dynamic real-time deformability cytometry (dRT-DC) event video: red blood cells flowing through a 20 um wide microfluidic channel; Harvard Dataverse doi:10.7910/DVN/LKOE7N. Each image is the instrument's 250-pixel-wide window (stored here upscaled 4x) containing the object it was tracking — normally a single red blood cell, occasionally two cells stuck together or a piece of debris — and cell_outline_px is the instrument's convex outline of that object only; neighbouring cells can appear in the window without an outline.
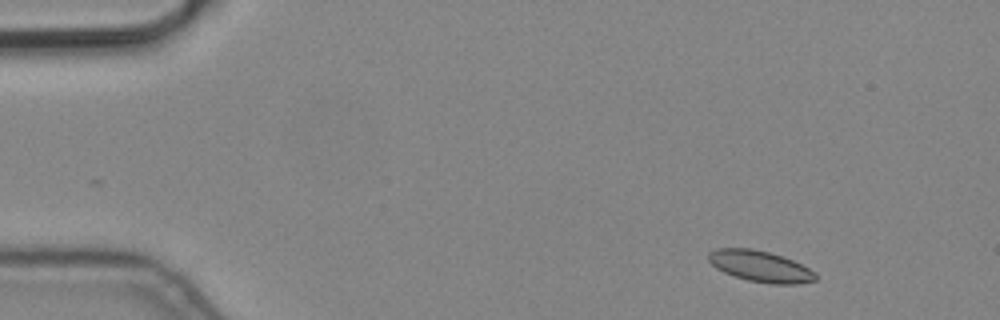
{"species": "common noctule bat (a hibernating species)", "species_latin": "Nyctalus noctula", "temperature_condition": "cold", "stored_images_in_passage": 4, "camera_frame_rate_fps": 3000, "um_per_image_px": 0.085, "animal": {"sex": "male", "body_mass_g": 19.2, "forearm_length_mm": 51.8}, "frame": {"image": 1, "passage_image": 1, "time_ms": 0.0, "image_size_px": [1000, 320], "cell_outline_px": [[816, 280], [796, 284], [772, 284], [748, 280], [724, 272], [716, 268], [708, 260], [708, 252], [716, 248], [752, 248], [768, 252], [792, 260], [816, 272]], "centroid_in_image_um": [64.6, 22.63], "position_along_channel_um": 20.4, "area_um2": 19.25}}